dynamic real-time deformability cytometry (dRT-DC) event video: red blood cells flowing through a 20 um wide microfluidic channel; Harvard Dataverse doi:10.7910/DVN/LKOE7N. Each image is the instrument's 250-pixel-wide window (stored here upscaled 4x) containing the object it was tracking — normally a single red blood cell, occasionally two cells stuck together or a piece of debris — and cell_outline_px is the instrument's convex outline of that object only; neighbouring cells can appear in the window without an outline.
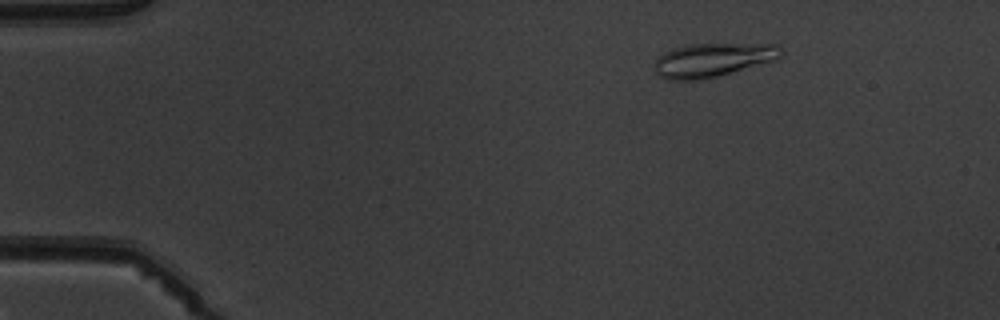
{"species": "common noctule bat (a hibernating species)", "species_latin": "Nyctalus noctula", "temperature_condition": "warm", "stored_images_in_passage": 5, "camera_frame_rate_fps": 3000, "um_per_image_px": 0.085, "animal": {"sex": "male", "body_mass_g": 19.5, "forearm_length_mm": 54.6}, "frame": {"image": 1, "passage_image": 3, "time_ms": 2.333, "image_size_px": [1000, 320], "cell_outline_px": [[784, 52], [776, 60], [716, 76], [700, 80], [668, 80], [660, 76], [656, 72], [652, 64], [656, 56], [664, 52], [688, 44], [780, 44]], "centroid_in_image_um": [60.56, 5.09], "position_along_channel_um": 24.4, "area_um2": 25.03}}